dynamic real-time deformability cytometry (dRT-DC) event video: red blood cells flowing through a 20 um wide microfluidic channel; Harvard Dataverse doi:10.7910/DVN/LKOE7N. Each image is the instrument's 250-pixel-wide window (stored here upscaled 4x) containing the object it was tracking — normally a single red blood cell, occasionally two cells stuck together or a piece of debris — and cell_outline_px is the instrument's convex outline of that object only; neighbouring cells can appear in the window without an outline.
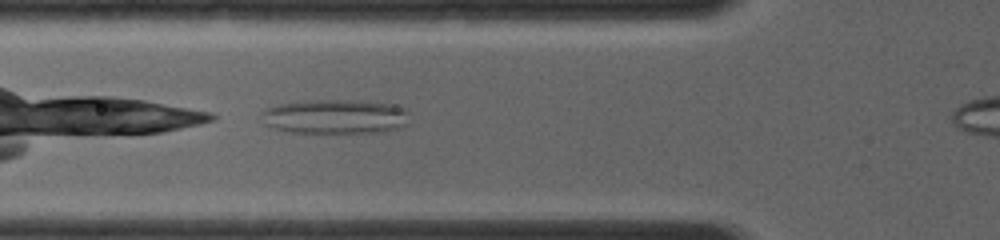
{"species": "common noctule bat (a hibernating species)", "species_latin": "Nyctalus noctula", "temperature_condition": "room temperature", "stored_images_in_passage": 5, "segment_of_instrument_passage": [1, 2], "camera_frame_rate_fps": 4000, "um_per_image_px": 0.085, "animal": {"sex": "female", "body_mass_g": 19.0, "forearm_length_mm": 56.7}, "frame": {"image": 1, "passage_image": 4, "time_ms": 2.25, "image_size_px": [1000, 240], "cell_outline_px": [[408, 124], [400, 128], [384, 132], [292, 132], [276, 128], [264, 124], [260, 116], [260, 112], [264, 108], [276, 104], [312, 100], [360, 100], [392, 104], [408, 108]], "centroid_in_image_um": [28.51, 9.89], "position_along_channel_um": 97.3, "area_um2": 30.06}}